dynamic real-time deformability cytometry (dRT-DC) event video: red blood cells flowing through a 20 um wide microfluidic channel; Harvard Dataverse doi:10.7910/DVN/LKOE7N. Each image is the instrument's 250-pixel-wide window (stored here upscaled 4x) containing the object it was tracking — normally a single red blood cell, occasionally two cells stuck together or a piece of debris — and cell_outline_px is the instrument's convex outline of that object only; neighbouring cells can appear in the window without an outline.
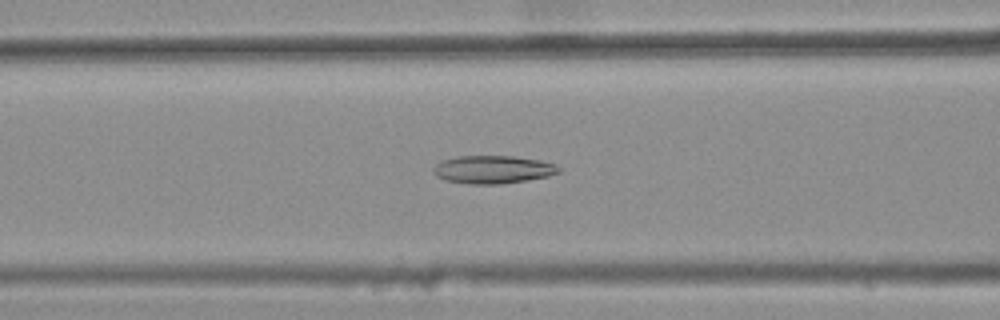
{"species": "common noctule bat (a hibernating species)", "species_latin": "Nyctalus noctula", "temperature_condition": "warm", "stored_images_in_passage": 45, "camera_frame_rate_fps": 3000, "um_per_image_px": 0.085, "animal": {"sex": "female", "body_mass_g": 25.1}, "frame": {"image": 1, "passage_image": 21, "time_ms": 6.667, "image_size_px": [1000, 320], "cell_outline_px": [[560, 172], [548, 176], [528, 180], [500, 184], [468, 184], [448, 180], [436, 176], [432, 172], [432, 168], [436, 164], [444, 160], [456, 156], [512, 156], [540, 160], [556, 164], [560, 168]], "centroid_in_image_um": [41.9, 14.41], "position_along_channel_um": 124.7, "area_um2": 20.46}}
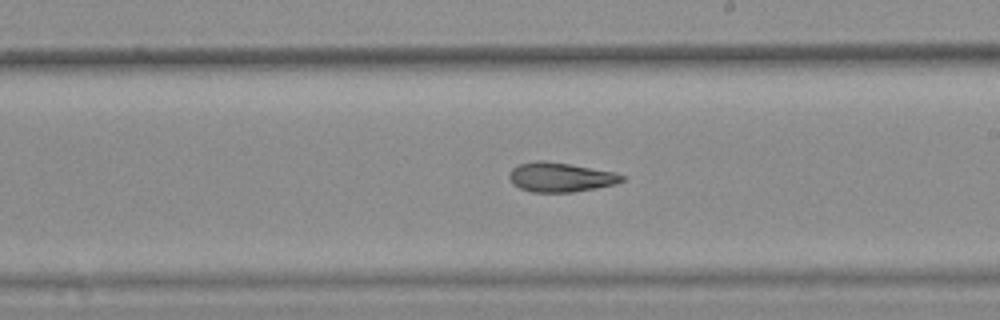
{"frame": {"image": 2, "passage_image": 30, "time_ms": 9.667, "image_size_px": [1000, 320], "cell_outline_px": [[624, 180], [616, 184], [596, 188], [572, 192], [532, 192], [520, 188], [512, 184], [508, 176], [508, 172], [516, 164], [536, 160], [544, 160], [568, 164], [612, 172], [624, 176]], "centroid_in_image_um": [47.56, 15.06], "position_along_channel_um": 241.4, "area_um2": 19.31}}
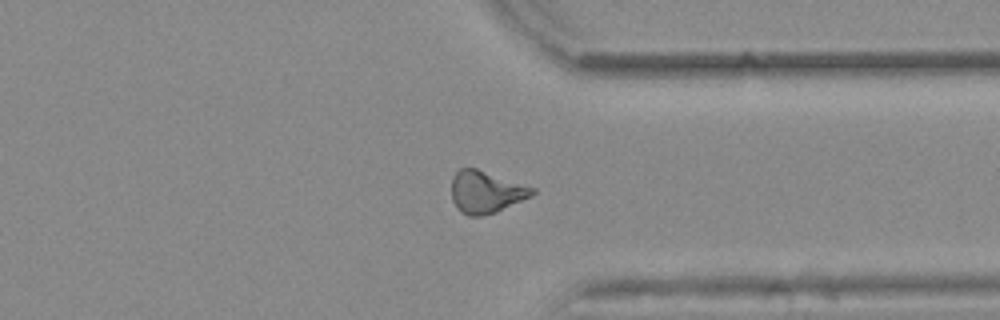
{"frame": {"image": 3, "passage_image": 40, "time_ms": 13.0, "image_size_px": [1000, 320], "cell_outline_px": [[536, 192], [532, 196], [496, 212], [480, 216], [468, 216], [460, 212], [456, 208], [452, 200], [452, 176], [460, 168], [476, 168], [536, 188]], "centroid_in_image_um": [41.3, 16.32], "position_along_channel_um": 370.1, "area_um2": 19.94}, "authors_computed_cell_mechanics": {"area_um2": 19.941, "velocity_mm_per_s": 3.902, "shape_relaxation_time_tau1_ms": null, "shape_relaxation_time_tau2_ms": 3.814, "deformation_change_tau1": null, "deformation_change_tau2": 0.1317}}